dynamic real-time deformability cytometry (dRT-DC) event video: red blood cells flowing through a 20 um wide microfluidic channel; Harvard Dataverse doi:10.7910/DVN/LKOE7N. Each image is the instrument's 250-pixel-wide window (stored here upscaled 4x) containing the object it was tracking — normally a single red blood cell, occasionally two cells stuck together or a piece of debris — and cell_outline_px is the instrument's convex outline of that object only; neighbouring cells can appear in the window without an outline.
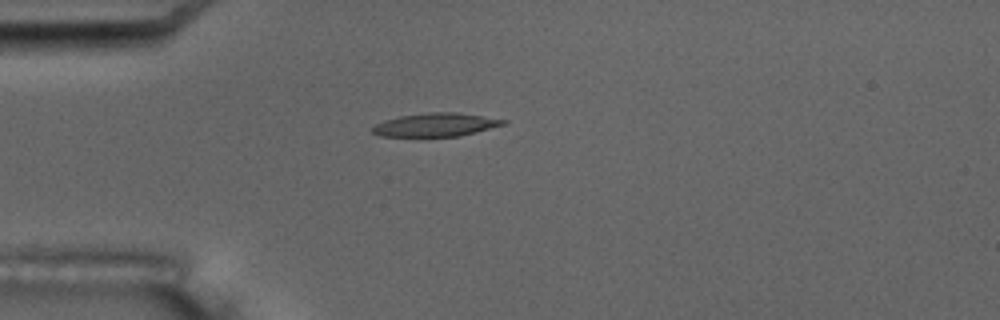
{"species": "common noctule bat (a hibernating species)", "species_latin": "Nyctalus noctula", "temperature_condition": "room temperature", "stored_images_in_passage": 5, "camera_frame_rate_fps": 3000, "um_per_image_px": 0.085, "animal": {"sex": "male", "body_mass_g": 17.5, "forearm_length_mm": 52.3}, "frame": {"image": 1, "passage_image": 4, "time_ms": 4.667, "image_size_px": [1000, 320], "cell_outline_px": [[508, 124], [460, 136], [380, 136], [372, 132], [372, 128], [376, 124], [384, 120], [400, 116], [428, 112], [456, 112], [508, 120]], "centroid_in_image_um": [37.07, 10.6], "position_along_channel_um": 47.9, "area_um2": 17.8}}